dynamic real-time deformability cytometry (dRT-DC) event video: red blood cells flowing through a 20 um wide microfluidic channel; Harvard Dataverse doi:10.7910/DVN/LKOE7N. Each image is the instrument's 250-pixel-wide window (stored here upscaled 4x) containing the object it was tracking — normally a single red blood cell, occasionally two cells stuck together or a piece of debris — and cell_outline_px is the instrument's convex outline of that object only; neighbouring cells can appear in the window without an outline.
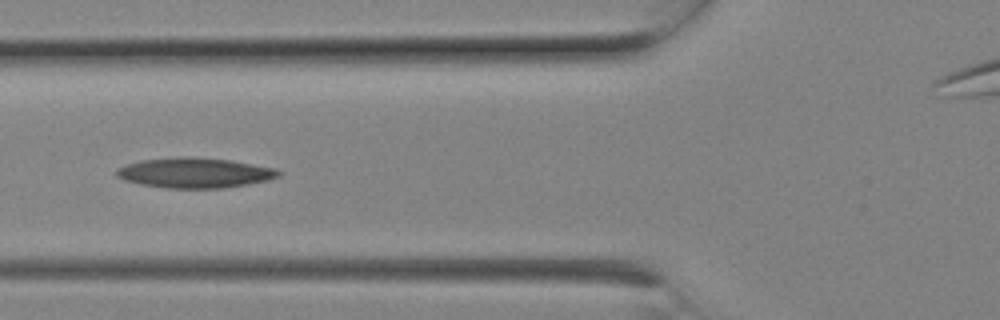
{"species": "Egyptian fruit bat (a non-hibernating species)", "species_latin": "Rousettus aegyptiacus", "temperature_condition": "room temperature", "stored_images_in_passage": 8, "camera_frame_rate_fps": 3000, "um_per_image_px": 0.085, "animal": {"sex": "female"}, "frame": {"image": 1, "passage_image": 6, "time_ms": 1.667, "image_size_px": [1000, 320], "cell_outline_px": [[284, 172], [280, 176], [268, 180], [248, 184], [224, 188], [168, 188], [140, 184], [124, 180], [116, 176], [116, 172], [120, 168], [128, 164], [140, 160], [180, 156], [192, 156], [232, 160], [276, 168]], "centroid_in_image_um": [16.61, 14.68], "position_along_channel_um": 109.2, "area_um2": 28.67}}
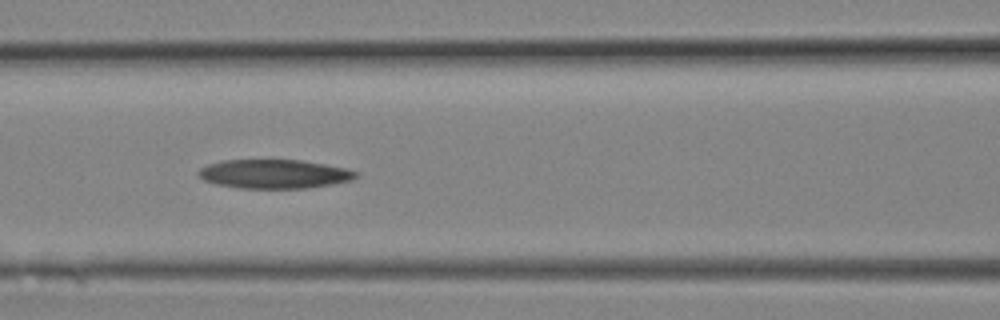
{"frame": {"image": 2, "passage_image": 7, "time_ms": 2.0, "image_size_px": [1000, 320], "cell_outline_px": [[360, 176], [352, 180], [332, 184], [308, 188], [240, 188], [216, 184], [204, 180], [196, 172], [200, 168], [208, 164], [220, 160], [300, 160], [348, 168], [360, 172]], "centroid_in_image_um": [23.35, 14.78], "position_along_channel_um": 143.3, "area_um2": 26.76}}
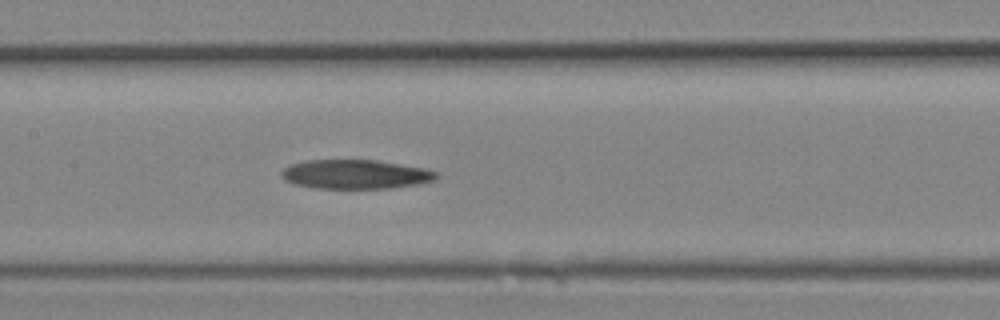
{"frame": {"image": 3, "passage_image": 8, "time_ms": 2.333, "image_size_px": [1000, 320], "cell_outline_px": [[436, 180], [420, 184], [392, 188], [316, 188], [296, 184], [284, 180], [280, 176], [280, 172], [284, 168], [292, 164], [308, 160], [376, 160], [424, 168], [436, 172]], "centroid_in_image_um": [30.21, 14.82], "position_along_channel_um": 177.2, "area_um2": 26.24}}